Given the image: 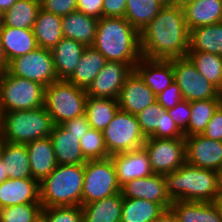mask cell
Masks as SVG:
<instances>
[{"label": "cell", "mask_w": 222, "mask_h": 222, "mask_svg": "<svg viewBox=\"0 0 222 222\" xmlns=\"http://www.w3.org/2000/svg\"><path fill=\"white\" fill-rule=\"evenodd\" d=\"M139 34L144 58L170 60L188 55L190 30L181 7L166 4Z\"/></svg>", "instance_id": "cell-1"}, {"label": "cell", "mask_w": 222, "mask_h": 222, "mask_svg": "<svg viewBox=\"0 0 222 222\" xmlns=\"http://www.w3.org/2000/svg\"><path fill=\"white\" fill-rule=\"evenodd\" d=\"M92 47L106 61L127 63L133 69L142 58L139 31L124 17H101Z\"/></svg>", "instance_id": "cell-2"}, {"label": "cell", "mask_w": 222, "mask_h": 222, "mask_svg": "<svg viewBox=\"0 0 222 222\" xmlns=\"http://www.w3.org/2000/svg\"><path fill=\"white\" fill-rule=\"evenodd\" d=\"M165 191L172 201L214 202L219 192V172L187 163L162 174Z\"/></svg>", "instance_id": "cell-3"}, {"label": "cell", "mask_w": 222, "mask_h": 222, "mask_svg": "<svg viewBox=\"0 0 222 222\" xmlns=\"http://www.w3.org/2000/svg\"><path fill=\"white\" fill-rule=\"evenodd\" d=\"M84 164H58L39 183L42 208L82 206Z\"/></svg>", "instance_id": "cell-4"}, {"label": "cell", "mask_w": 222, "mask_h": 222, "mask_svg": "<svg viewBox=\"0 0 222 222\" xmlns=\"http://www.w3.org/2000/svg\"><path fill=\"white\" fill-rule=\"evenodd\" d=\"M53 122L45 107L31 110L0 112V137L2 141L28 144L49 137Z\"/></svg>", "instance_id": "cell-5"}, {"label": "cell", "mask_w": 222, "mask_h": 222, "mask_svg": "<svg viewBox=\"0 0 222 222\" xmlns=\"http://www.w3.org/2000/svg\"><path fill=\"white\" fill-rule=\"evenodd\" d=\"M86 102V89L68 80H57L45 87L44 107L54 125L84 115Z\"/></svg>", "instance_id": "cell-6"}, {"label": "cell", "mask_w": 222, "mask_h": 222, "mask_svg": "<svg viewBox=\"0 0 222 222\" xmlns=\"http://www.w3.org/2000/svg\"><path fill=\"white\" fill-rule=\"evenodd\" d=\"M45 86L39 82L0 73V112L31 110L44 106Z\"/></svg>", "instance_id": "cell-7"}, {"label": "cell", "mask_w": 222, "mask_h": 222, "mask_svg": "<svg viewBox=\"0 0 222 222\" xmlns=\"http://www.w3.org/2000/svg\"><path fill=\"white\" fill-rule=\"evenodd\" d=\"M121 193L112 158L88 160L84 164L82 205Z\"/></svg>", "instance_id": "cell-8"}, {"label": "cell", "mask_w": 222, "mask_h": 222, "mask_svg": "<svg viewBox=\"0 0 222 222\" xmlns=\"http://www.w3.org/2000/svg\"><path fill=\"white\" fill-rule=\"evenodd\" d=\"M102 132L110 156L142 148L146 141L136 115L120 109Z\"/></svg>", "instance_id": "cell-9"}, {"label": "cell", "mask_w": 222, "mask_h": 222, "mask_svg": "<svg viewBox=\"0 0 222 222\" xmlns=\"http://www.w3.org/2000/svg\"><path fill=\"white\" fill-rule=\"evenodd\" d=\"M174 80L178 84L183 100L221 99L220 90L199 73L188 57L172 59Z\"/></svg>", "instance_id": "cell-10"}, {"label": "cell", "mask_w": 222, "mask_h": 222, "mask_svg": "<svg viewBox=\"0 0 222 222\" xmlns=\"http://www.w3.org/2000/svg\"><path fill=\"white\" fill-rule=\"evenodd\" d=\"M143 148L155 174H168L186 163L185 138L146 137Z\"/></svg>", "instance_id": "cell-11"}, {"label": "cell", "mask_w": 222, "mask_h": 222, "mask_svg": "<svg viewBox=\"0 0 222 222\" xmlns=\"http://www.w3.org/2000/svg\"><path fill=\"white\" fill-rule=\"evenodd\" d=\"M7 71L11 75L39 82L45 87L58 80L52 51L40 47L11 60Z\"/></svg>", "instance_id": "cell-12"}, {"label": "cell", "mask_w": 222, "mask_h": 222, "mask_svg": "<svg viewBox=\"0 0 222 222\" xmlns=\"http://www.w3.org/2000/svg\"><path fill=\"white\" fill-rule=\"evenodd\" d=\"M186 163L217 172L222 168V142L212 140L202 134L185 137Z\"/></svg>", "instance_id": "cell-13"}, {"label": "cell", "mask_w": 222, "mask_h": 222, "mask_svg": "<svg viewBox=\"0 0 222 222\" xmlns=\"http://www.w3.org/2000/svg\"><path fill=\"white\" fill-rule=\"evenodd\" d=\"M133 70L127 63L107 61L86 89L87 96L118 99L126 77Z\"/></svg>", "instance_id": "cell-14"}, {"label": "cell", "mask_w": 222, "mask_h": 222, "mask_svg": "<svg viewBox=\"0 0 222 222\" xmlns=\"http://www.w3.org/2000/svg\"><path fill=\"white\" fill-rule=\"evenodd\" d=\"M117 100L120 110L137 115L146 107L155 103L157 97L139 74L133 70L126 77Z\"/></svg>", "instance_id": "cell-15"}, {"label": "cell", "mask_w": 222, "mask_h": 222, "mask_svg": "<svg viewBox=\"0 0 222 222\" xmlns=\"http://www.w3.org/2000/svg\"><path fill=\"white\" fill-rule=\"evenodd\" d=\"M110 157L112 158L120 187L133 179L144 178L153 174L149 155L143 147L113 154Z\"/></svg>", "instance_id": "cell-16"}, {"label": "cell", "mask_w": 222, "mask_h": 222, "mask_svg": "<svg viewBox=\"0 0 222 222\" xmlns=\"http://www.w3.org/2000/svg\"><path fill=\"white\" fill-rule=\"evenodd\" d=\"M121 193L126 198L146 199L161 204L165 209H170L172 200L165 191L161 174L144 178H136L121 187Z\"/></svg>", "instance_id": "cell-17"}, {"label": "cell", "mask_w": 222, "mask_h": 222, "mask_svg": "<svg viewBox=\"0 0 222 222\" xmlns=\"http://www.w3.org/2000/svg\"><path fill=\"white\" fill-rule=\"evenodd\" d=\"M134 70L156 96L175 81L172 59L162 60L142 57Z\"/></svg>", "instance_id": "cell-18"}, {"label": "cell", "mask_w": 222, "mask_h": 222, "mask_svg": "<svg viewBox=\"0 0 222 222\" xmlns=\"http://www.w3.org/2000/svg\"><path fill=\"white\" fill-rule=\"evenodd\" d=\"M24 203H40L39 182L36 179H7L0 184V209Z\"/></svg>", "instance_id": "cell-19"}, {"label": "cell", "mask_w": 222, "mask_h": 222, "mask_svg": "<svg viewBox=\"0 0 222 222\" xmlns=\"http://www.w3.org/2000/svg\"><path fill=\"white\" fill-rule=\"evenodd\" d=\"M26 146L32 177L40 183L58 165L52 141L46 137L31 141Z\"/></svg>", "instance_id": "cell-20"}, {"label": "cell", "mask_w": 222, "mask_h": 222, "mask_svg": "<svg viewBox=\"0 0 222 222\" xmlns=\"http://www.w3.org/2000/svg\"><path fill=\"white\" fill-rule=\"evenodd\" d=\"M85 45L63 37L51 51L58 80H68L76 70Z\"/></svg>", "instance_id": "cell-21"}, {"label": "cell", "mask_w": 222, "mask_h": 222, "mask_svg": "<svg viewBox=\"0 0 222 222\" xmlns=\"http://www.w3.org/2000/svg\"><path fill=\"white\" fill-rule=\"evenodd\" d=\"M182 9L189 30L222 22V0H193Z\"/></svg>", "instance_id": "cell-22"}, {"label": "cell", "mask_w": 222, "mask_h": 222, "mask_svg": "<svg viewBox=\"0 0 222 222\" xmlns=\"http://www.w3.org/2000/svg\"><path fill=\"white\" fill-rule=\"evenodd\" d=\"M98 18L85 15L79 11L62 17L63 37L82 43L86 47L92 46L96 35Z\"/></svg>", "instance_id": "cell-23"}, {"label": "cell", "mask_w": 222, "mask_h": 222, "mask_svg": "<svg viewBox=\"0 0 222 222\" xmlns=\"http://www.w3.org/2000/svg\"><path fill=\"white\" fill-rule=\"evenodd\" d=\"M57 164H85L79 137L68 132L61 125H54L50 134Z\"/></svg>", "instance_id": "cell-24"}, {"label": "cell", "mask_w": 222, "mask_h": 222, "mask_svg": "<svg viewBox=\"0 0 222 222\" xmlns=\"http://www.w3.org/2000/svg\"><path fill=\"white\" fill-rule=\"evenodd\" d=\"M170 209L178 222H222L214 202L173 201Z\"/></svg>", "instance_id": "cell-25"}, {"label": "cell", "mask_w": 222, "mask_h": 222, "mask_svg": "<svg viewBox=\"0 0 222 222\" xmlns=\"http://www.w3.org/2000/svg\"><path fill=\"white\" fill-rule=\"evenodd\" d=\"M8 179L33 178L30 171L29 154L25 144L2 141L0 155Z\"/></svg>", "instance_id": "cell-26"}, {"label": "cell", "mask_w": 222, "mask_h": 222, "mask_svg": "<svg viewBox=\"0 0 222 222\" xmlns=\"http://www.w3.org/2000/svg\"><path fill=\"white\" fill-rule=\"evenodd\" d=\"M32 31L38 47L51 50L63 38L62 17L40 8Z\"/></svg>", "instance_id": "cell-27"}, {"label": "cell", "mask_w": 222, "mask_h": 222, "mask_svg": "<svg viewBox=\"0 0 222 222\" xmlns=\"http://www.w3.org/2000/svg\"><path fill=\"white\" fill-rule=\"evenodd\" d=\"M0 35L9 62L38 48L32 29L3 26Z\"/></svg>", "instance_id": "cell-28"}, {"label": "cell", "mask_w": 222, "mask_h": 222, "mask_svg": "<svg viewBox=\"0 0 222 222\" xmlns=\"http://www.w3.org/2000/svg\"><path fill=\"white\" fill-rule=\"evenodd\" d=\"M122 193L83 204V222H120L122 215Z\"/></svg>", "instance_id": "cell-29"}, {"label": "cell", "mask_w": 222, "mask_h": 222, "mask_svg": "<svg viewBox=\"0 0 222 222\" xmlns=\"http://www.w3.org/2000/svg\"><path fill=\"white\" fill-rule=\"evenodd\" d=\"M105 57L92 46L84 49L80 62L68 79L75 86L87 89L106 63Z\"/></svg>", "instance_id": "cell-30"}, {"label": "cell", "mask_w": 222, "mask_h": 222, "mask_svg": "<svg viewBox=\"0 0 222 222\" xmlns=\"http://www.w3.org/2000/svg\"><path fill=\"white\" fill-rule=\"evenodd\" d=\"M222 56V22L190 30L189 51Z\"/></svg>", "instance_id": "cell-31"}, {"label": "cell", "mask_w": 222, "mask_h": 222, "mask_svg": "<svg viewBox=\"0 0 222 222\" xmlns=\"http://www.w3.org/2000/svg\"><path fill=\"white\" fill-rule=\"evenodd\" d=\"M166 210L146 199L123 197L120 222H154Z\"/></svg>", "instance_id": "cell-32"}, {"label": "cell", "mask_w": 222, "mask_h": 222, "mask_svg": "<svg viewBox=\"0 0 222 222\" xmlns=\"http://www.w3.org/2000/svg\"><path fill=\"white\" fill-rule=\"evenodd\" d=\"M119 109L117 99L87 96L85 115L91 128L103 131Z\"/></svg>", "instance_id": "cell-33"}, {"label": "cell", "mask_w": 222, "mask_h": 222, "mask_svg": "<svg viewBox=\"0 0 222 222\" xmlns=\"http://www.w3.org/2000/svg\"><path fill=\"white\" fill-rule=\"evenodd\" d=\"M41 3L35 0H17L4 12V26L18 29H32Z\"/></svg>", "instance_id": "cell-34"}, {"label": "cell", "mask_w": 222, "mask_h": 222, "mask_svg": "<svg viewBox=\"0 0 222 222\" xmlns=\"http://www.w3.org/2000/svg\"><path fill=\"white\" fill-rule=\"evenodd\" d=\"M125 19L139 32L166 5L161 0H127Z\"/></svg>", "instance_id": "cell-35"}, {"label": "cell", "mask_w": 222, "mask_h": 222, "mask_svg": "<svg viewBox=\"0 0 222 222\" xmlns=\"http://www.w3.org/2000/svg\"><path fill=\"white\" fill-rule=\"evenodd\" d=\"M197 70L219 90L222 89V56L207 52H188Z\"/></svg>", "instance_id": "cell-36"}, {"label": "cell", "mask_w": 222, "mask_h": 222, "mask_svg": "<svg viewBox=\"0 0 222 222\" xmlns=\"http://www.w3.org/2000/svg\"><path fill=\"white\" fill-rule=\"evenodd\" d=\"M221 99L197 100L190 102V119L187 126V136L201 134L214 112L220 106Z\"/></svg>", "instance_id": "cell-37"}, {"label": "cell", "mask_w": 222, "mask_h": 222, "mask_svg": "<svg viewBox=\"0 0 222 222\" xmlns=\"http://www.w3.org/2000/svg\"><path fill=\"white\" fill-rule=\"evenodd\" d=\"M79 143L86 161L106 159L110 157L104 143L102 131L90 127L89 130L82 135Z\"/></svg>", "instance_id": "cell-38"}, {"label": "cell", "mask_w": 222, "mask_h": 222, "mask_svg": "<svg viewBox=\"0 0 222 222\" xmlns=\"http://www.w3.org/2000/svg\"><path fill=\"white\" fill-rule=\"evenodd\" d=\"M41 211V203L7 206L0 209V222H33Z\"/></svg>", "instance_id": "cell-39"}, {"label": "cell", "mask_w": 222, "mask_h": 222, "mask_svg": "<svg viewBox=\"0 0 222 222\" xmlns=\"http://www.w3.org/2000/svg\"><path fill=\"white\" fill-rule=\"evenodd\" d=\"M46 222H83L81 206L42 208Z\"/></svg>", "instance_id": "cell-40"}, {"label": "cell", "mask_w": 222, "mask_h": 222, "mask_svg": "<svg viewBox=\"0 0 222 222\" xmlns=\"http://www.w3.org/2000/svg\"><path fill=\"white\" fill-rule=\"evenodd\" d=\"M163 110L164 108L156 101L136 115L141 132L145 137H150L157 130L159 116Z\"/></svg>", "instance_id": "cell-41"}, {"label": "cell", "mask_w": 222, "mask_h": 222, "mask_svg": "<svg viewBox=\"0 0 222 222\" xmlns=\"http://www.w3.org/2000/svg\"><path fill=\"white\" fill-rule=\"evenodd\" d=\"M155 138H185L184 134L179 130L167 110H163L159 116L158 128L150 136Z\"/></svg>", "instance_id": "cell-42"}, {"label": "cell", "mask_w": 222, "mask_h": 222, "mask_svg": "<svg viewBox=\"0 0 222 222\" xmlns=\"http://www.w3.org/2000/svg\"><path fill=\"white\" fill-rule=\"evenodd\" d=\"M167 112L179 130L187 137V126L191 114L190 102L182 100L174 108L168 109Z\"/></svg>", "instance_id": "cell-43"}, {"label": "cell", "mask_w": 222, "mask_h": 222, "mask_svg": "<svg viewBox=\"0 0 222 222\" xmlns=\"http://www.w3.org/2000/svg\"><path fill=\"white\" fill-rule=\"evenodd\" d=\"M41 8L47 12L63 17L77 11V0H42Z\"/></svg>", "instance_id": "cell-44"}, {"label": "cell", "mask_w": 222, "mask_h": 222, "mask_svg": "<svg viewBox=\"0 0 222 222\" xmlns=\"http://www.w3.org/2000/svg\"><path fill=\"white\" fill-rule=\"evenodd\" d=\"M156 97H157V102L165 110L174 108L180 101L183 100L181 90L175 81L164 91L159 93Z\"/></svg>", "instance_id": "cell-45"}, {"label": "cell", "mask_w": 222, "mask_h": 222, "mask_svg": "<svg viewBox=\"0 0 222 222\" xmlns=\"http://www.w3.org/2000/svg\"><path fill=\"white\" fill-rule=\"evenodd\" d=\"M201 134L212 140L222 142V108L220 106L214 112L213 117Z\"/></svg>", "instance_id": "cell-46"}, {"label": "cell", "mask_w": 222, "mask_h": 222, "mask_svg": "<svg viewBox=\"0 0 222 222\" xmlns=\"http://www.w3.org/2000/svg\"><path fill=\"white\" fill-rule=\"evenodd\" d=\"M61 126L64 127L68 132H70L74 136L79 137V140L82 135L85 134L90 128L89 122L85 114L67 120L62 123Z\"/></svg>", "instance_id": "cell-47"}, {"label": "cell", "mask_w": 222, "mask_h": 222, "mask_svg": "<svg viewBox=\"0 0 222 222\" xmlns=\"http://www.w3.org/2000/svg\"><path fill=\"white\" fill-rule=\"evenodd\" d=\"M127 0H103L102 17H125Z\"/></svg>", "instance_id": "cell-48"}, {"label": "cell", "mask_w": 222, "mask_h": 222, "mask_svg": "<svg viewBox=\"0 0 222 222\" xmlns=\"http://www.w3.org/2000/svg\"><path fill=\"white\" fill-rule=\"evenodd\" d=\"M103 0H77V11L100 19L102 17Z\"/></svg>", "instance_id": "cell-49"}, {"label": "cell", "mask_w": 222, "mask_h": 222, "mask_svg": "<svg viewBox=\"0 0 222 222\" xmlns=\"http://www.w3.org/2000/svg\"><path fill=\"white\" fill-rule=\"evenodd\" d=\"M154 222H178V219L171 209H166Z\"/></svg>", "instance_id": "cell-50"}, {"label": "cell", "mask_w": 222, "mask_h": 222, "mask_svg": "<svg viewBox=\"0 0 222 222\" xmlns=\"http://www.w3.org/2000/svg\"><path fill=\"white\" fill-rule=\"evenodd\" d=\"M9 61L4 51L1 35H0V73L7 71Z\"/></svg>", "instance_id": "cell-51"}, {"label": "cell", "mask_w": 222, "mask_h": 222, "mask_svg": "<svg viewBox=\"0 0 222 222\" xmlns=\"http://www.w3.org/2000/svg\"><path fill=\"white\" fill-rule=\"evenodd\" d=\"M17 0H0V9L5 12L6 10H9L11 6L16 2Z\"/></svg>", "instance_id": "cell-52"}, {"label": "cell", "mask_w": 222, "mask_h": 222, "mask_svg": "<svg viewBox=\"0 0 222 222\" xmlns=\"http://www.w3.org/2000/svg\"><path fill=\"white\" fill-rule=\"evenodd\" d=\"M192 1L193 0H169V5L183 8L185 5Z\"/></svg>", "instance_id": "cell-53"}, {"label": "cell", "mask_w": 222, "mask_h": 222, "mask_svg": "<svg viewBox=\"0 0 222 222\" xmlns=\"http://www.w3.org/2000/svg\"><path fill=\"white\" fill-rule=\"evenodd\" d=\"M8 179V176L5 172L4 163L0 158V184Z\"/></svg>", "instance_id": "cell-54"}, {"label": "cell", "mask_w": 222, "mask_h": 222, "mask_svg": "<svg viewBox=\"0 0 222 222\" xmlns=\"http://www.w3.org/2000/svg\"><path fill=\"white\" fill-rule=\"evenodd\" d=\"M215 205L219 209L220 215L222 216V193H220L214 201Z\"/></svg>", "instance_id": "cell-55"}, {"label": "cell", "mask_w": 222, "mask_h": 222, "mask_svg": "<svg viewBox=\"0 0 222 222\" xmlns=\"http://www.w3.org/2000/svg\"><path fill=\"white\" fill-rule=\"evenodd\" d=\"M33 222H46V218H45V216H44L42 213H40V214L35 218V220H34Z\"/></svg>", "instance_id": "cell-56"}, {"label": "cell", "mask_w": 222, "mask_h": 222, "mask_svg": "<svg viewBox=\"0 0 222 222\" xmlns=\"http://www.w3.org/2000/svg\"><path fill=\"white\" fill-rule=\"evenodd\" d=\"M4 26V12L0 9V30Z\"/></svg>", "instance_id": "cell-57"}, {"label": "cell", "mask_w": 222, "mask_h": 222, "mask_svg": "<svg viewBox=\"0 0 222 222\" xmlns=\"http://www.w3.org/2000/svg\"><path fill=\"white\" fill-rule=\"evenodd\" d=\"M219 192L222 193V168L219 171Z\"/></svg>", "instance_id": "cell-58"}, {"label": "cell", "mask_w": 222, "mask_h": 222, "mask_svg": "<svg viewBox=\"0 0 222 222\" xmlns=\"http://www.w3.org/2000/svg\"><path fill=\"white\" fill-rule=\"evenodd\" d=\"M1 151H2V139L0 137V155H1Z\"/></svg>", "instance_id": "cell-59"}, {"label": "cell", "mask_w": 222, "mask_h": 222, "mask_svg": "<svg viewBox=\"0 0 222 222\" xmlns=\"http://www.w3.org/2000/svg\"><path fill=\"white\" fill-rule=\"evenodd\" d=\"M161 1L169 5V0H161Z\"/></svg>", "instance_id": "cell-60"}, {"label": "cell", "mask_w": 222, "mask_h": 222, "mask_svg": "<svg viewBox=\"0 0 222 222\" xmlns=\"http://www.w3.org/2000/svg\"><path fill=\"white\" fill-rule=\"evenodd\" d=\"M220 97L222 98V89L220 90Z\"/></svg>", "instance_id": "cell-61"}, {"label": "cell", "mask_w": 222, "mask_h": 222, "mask_svg": "<svg viewBox=\"0 0 222 222\" xmlns=\"http://www.w3.org/2000/svg\"><path fill=\"white\" fill-rule=\"evenodd\" d=\"M220 107L222 108V98H221V101H220Z\"/></svg>", "instance_id": "cell-62"}]
</instances>
